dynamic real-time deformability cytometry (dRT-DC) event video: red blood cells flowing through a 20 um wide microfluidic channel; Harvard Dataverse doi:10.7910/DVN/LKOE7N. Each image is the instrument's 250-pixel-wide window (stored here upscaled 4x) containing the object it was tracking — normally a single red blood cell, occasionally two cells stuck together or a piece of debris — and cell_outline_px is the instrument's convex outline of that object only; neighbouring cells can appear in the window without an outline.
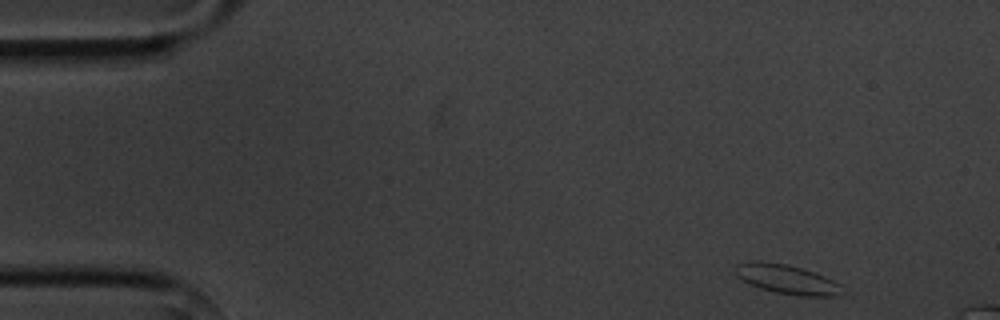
{"species": "common noctule bat (a hibernating species)", "species_latin": "Nyctalus noctula", "temperature_condition": "cold", "stored_images_in_passage": 4, "segment_of_instrument_passage": [1, 2], "camera_frame_rate_fps": 3000, "um_per_image_px": 0.085, "animal": {"sex": "male", "body_mass_g": 20.1, "forearm_length_mm": 53.5}, "frame": {"image": 1, "passage_image": 1, "time_ms": 0.0, "image_size_px": [1000, 320], "cell_outline_px": [[840, 284], [836, 296], [796, 296], [776, 292], [760, 288], [748, 284], [736, 276], [736, 264], [752, 260], [760, 260], [788, 264], [824, 276]], "centroid_in_image_um": [66.78, 23.72], "position_along_channel_um": 18.2, "area_um2": 18.09}}